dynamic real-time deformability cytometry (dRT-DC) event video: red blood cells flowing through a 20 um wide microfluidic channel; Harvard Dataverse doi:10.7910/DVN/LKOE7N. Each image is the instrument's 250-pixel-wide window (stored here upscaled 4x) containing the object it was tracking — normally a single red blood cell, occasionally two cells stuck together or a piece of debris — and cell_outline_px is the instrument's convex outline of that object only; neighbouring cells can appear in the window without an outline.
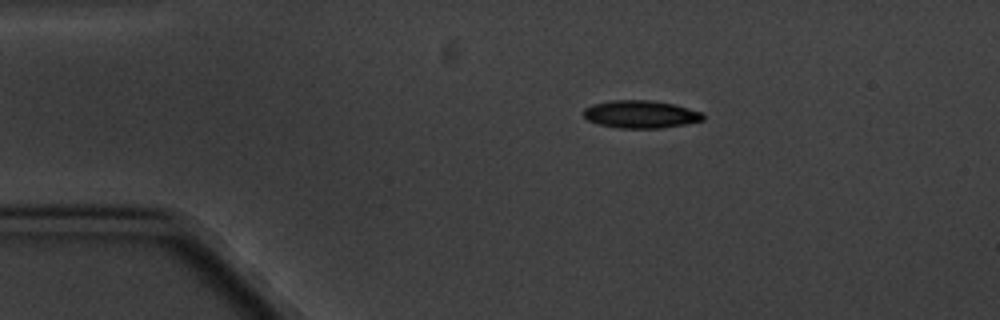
{"species": "common noctule bat (a hibernating species)", "species_latin": "Nyctalus noctula", "temperature_condition": "cold", "stored_images_in_passage": 5, "camera_frame_rate_fps": 3000, "um_per_image_px": 0.085, "animal": {"sex": "male", "body_mass_g": 20.1, "forearm_length_mm": 53.5}, "frame": {"image": 1, "passage_image": 2, "time_ms": 1.333, "image_size_px": [1000, 320], "cell_outline_px": [[704, 120], [684, 124], [660, 128], [620, 128], [600, 124], [588, 120], [584, 116], [584, 108], [592, 104], [612, 100], [652, 100], [672, 104], [704, 112]], "centroid_in_image_um": [54.47, 9.7], "position_along_channel_um": 30.5, "area_um2": 19.19}}
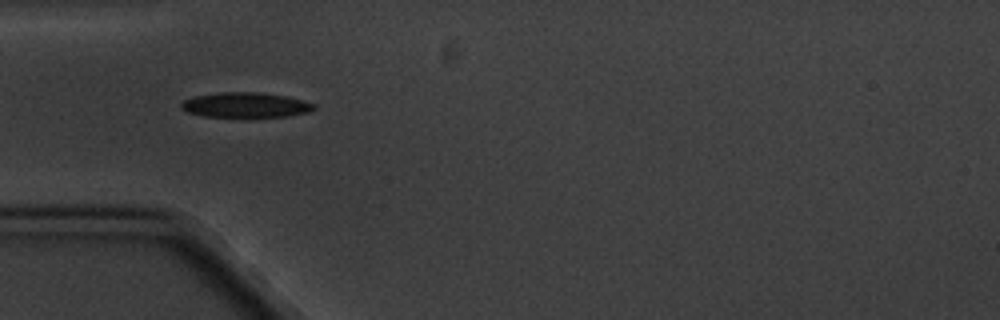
{"frame": {"image": 2, "passage_image": 4, "time_ms": 3.667, "image_size_px": [1000, 320], "cell_outline_px": [[316, 108], [308, 112], [288, 116], [204, 116], [188, 112], [180, 108], [180, 104], [184, 100], [192, 96], [220, 92], [260, 92], [288, 96], [316, 104]], "centroid_in_image_um": [20.87, 8.9], "position_along_channel_um": 64.1, "area_um2": 19.31}}